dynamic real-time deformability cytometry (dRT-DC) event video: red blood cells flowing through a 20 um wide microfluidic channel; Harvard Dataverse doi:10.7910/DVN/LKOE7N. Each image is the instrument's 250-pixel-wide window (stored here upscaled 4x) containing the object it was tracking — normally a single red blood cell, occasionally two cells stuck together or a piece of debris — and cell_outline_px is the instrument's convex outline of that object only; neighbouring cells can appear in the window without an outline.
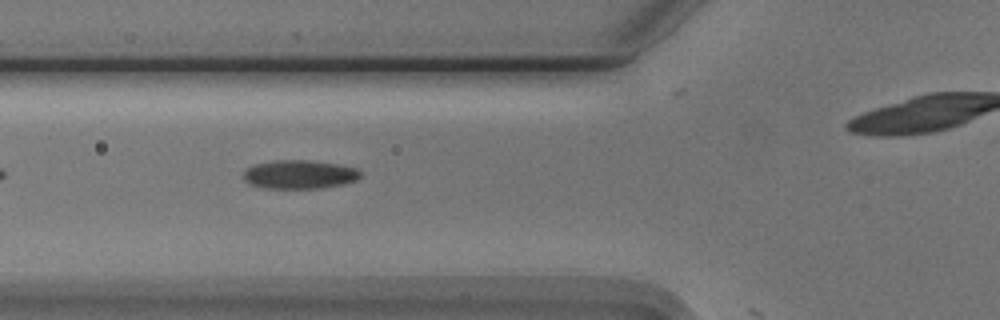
{"species": "Egyptian fruit bat (a non-hibernating species)", "species_latin": "Rousettus aegyptiacus", "temperature_condition": "cold", "stored_images_in_passage": 28, "camera_frame_rate_fps": 3000, "um_per_image_px": 0.085, "animal": {"sex": "male"}, "frame": {"image": 1, "passage_image": 5, "time_ms": 1.333, "image_size_px": [1000, 320], "cell_outline_px": [[364, 172], [356, 180], [340, 184], [320, 188], [264, 188], [248, 184], [244, 180], [244, 168], [252, 164], [276, 160], [308, 160], [336, 164], [356, 168]], "centroid_in_image_um": [25.4, 14.82], "position_along_channel_um": 100.4, "area_um2": 19.65}}
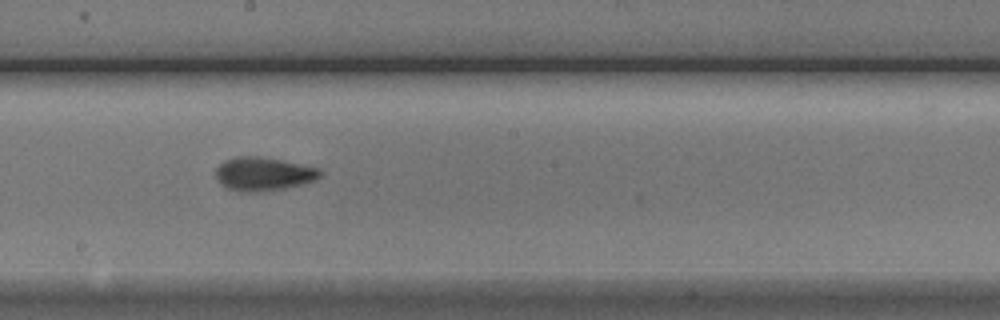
{"frame": {"image": 2, "passage_image": 15, "time_ms": 4.667, "image_size_px": [1000, 320], "cell_outline_px": [[324, 172], [320, 176], [312, 180], [300, 184], [284, 188], [256, 192], [240, 192], [228, 188], [220, 184], [216, 176], [216, 168], [224, 160], [240, 156], [256, 156], [280, 160], [320, 168]], "centroid_in_image_um": [22.36, 14.78], "position_along_channel_um": 225.8, "area_um2": 20.17}}
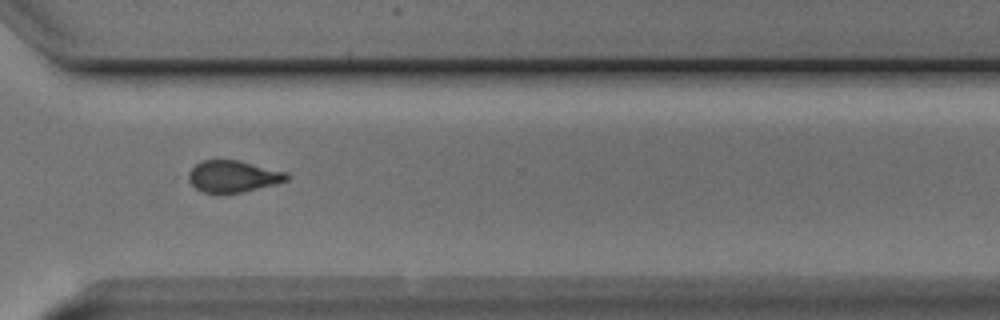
{"frame": {"image": 3, "passage_image": 25, "time_ms": 8.0, "image_size_px": [1000, 320], "cell_outline_px": [[288, 180], [276, 184], [240, 192], [204, 192], [196, 188], [188, 180], [188, 172], [196, 164], [204, 160], [240, 160], [288, 172]], "centroid_in_image_um": [19.83, 14.97], "position_along_channel_um": 350.8, "area_um2": 17.98}, "authors_computed_cell_mechanics": {"area_um2": 19.1607, "velocity_mm_per_s": 3.7547, "shape_relaxation_time_tau1_ms": 8.7579, "shape_relaxation_time_tau2_ms": 2.6509, "deformation_change_tau1": 0.2025, "deformation_change_tau2": 0.0912}}